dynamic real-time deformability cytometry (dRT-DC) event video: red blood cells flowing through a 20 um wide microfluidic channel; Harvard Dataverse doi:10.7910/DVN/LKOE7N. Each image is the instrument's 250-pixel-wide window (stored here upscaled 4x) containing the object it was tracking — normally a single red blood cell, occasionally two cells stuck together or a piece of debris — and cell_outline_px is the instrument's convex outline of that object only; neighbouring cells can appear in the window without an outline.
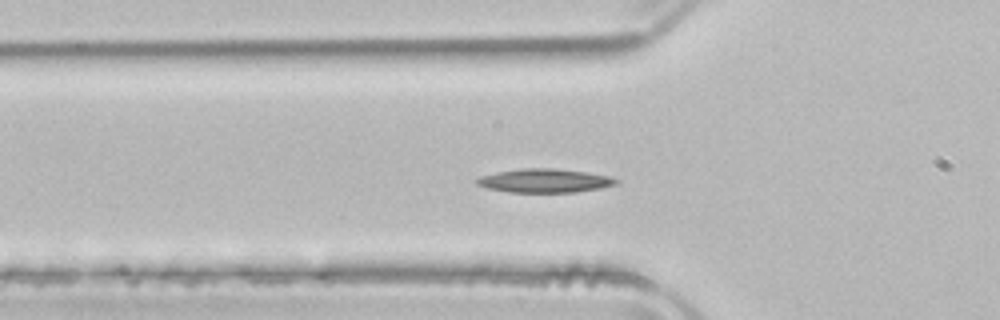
{"species": "common noctule bat (a hibernating species)", "species_latin": "Nyctalus noctula", "temperature_condition": "room temperature", "stored_images_in_passage": 37, "camera_frame_rate_fps": 3000, "um_per_image_px": 0.085, "animal": {"sex": "male", "body_mass_g": 21.5, "forearm_length_mm": 52.0}, "frame": {"image": 1, "passage_image": 2, "time_ms": 0.333, "image_size_px": [1000, 320], "cell_outline_px": [[620, 180], [616, 184], [600, 188], [576, 192], [508, 192], [488, 188], [476, 184], [476, 180], [480, 176], [496, 172], [520, 168], [552, 168], [584, 172], [608, 176]], "centroid_in_image_um": [46.27, 15.36], "position_along_channel_um": 79.5, "area_um2": 19.13}}
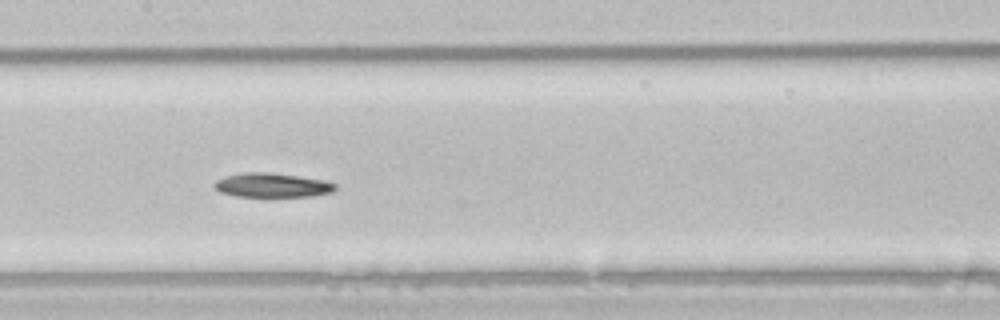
{"frame": {"image": 2, "passage_image": 10, "time_ms": 3.0, "image_size_px": [1000, 320], "cell_outline_px": [[336, 188], [332, 192], [312, 196], [236, 196], [220, 192], [212, 184], [216, 180], [224, 176], [244, 172], [268, 172], [324, 180], [336, 184]], "centroid_in_image_um": [23.1, 15.73], "position_along_channel_um": 184.3, "area_um2": 16.94}}
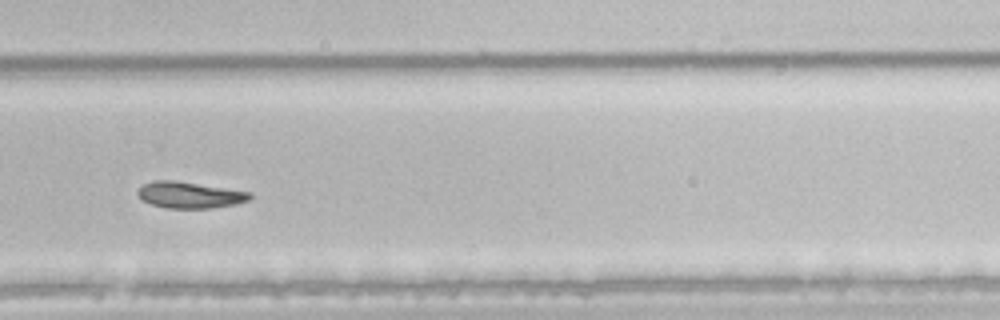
{"frame": {"image": 3, "passage_image": 20, "time_ms": 6.333, "image_size_px": [1000, 320], "cell_outline_px": [[252, 196], [248, 200], [236, 204], [212, 208], [168, 208], [152, 204], [140, 200], [136, 192], [136, 188], [144, 184], [156, 180], [176, 180], [252, 192]], "centroid_in_image_um": [16.1, 16.56], "position_along_channel_um": 313.7, "area_um2": 17.4}, "authors_computed_cell_mechanics": {"area_um2": 17.9758, "velocity_mm_per_s": 3.9004, "shape_relaxation_time_tau1_ms": 10.4675, "shape_relaxation_time_tau2_ms": null, "deformation_change_tau1": 0.1517, "deformation_change_tau2": null}}